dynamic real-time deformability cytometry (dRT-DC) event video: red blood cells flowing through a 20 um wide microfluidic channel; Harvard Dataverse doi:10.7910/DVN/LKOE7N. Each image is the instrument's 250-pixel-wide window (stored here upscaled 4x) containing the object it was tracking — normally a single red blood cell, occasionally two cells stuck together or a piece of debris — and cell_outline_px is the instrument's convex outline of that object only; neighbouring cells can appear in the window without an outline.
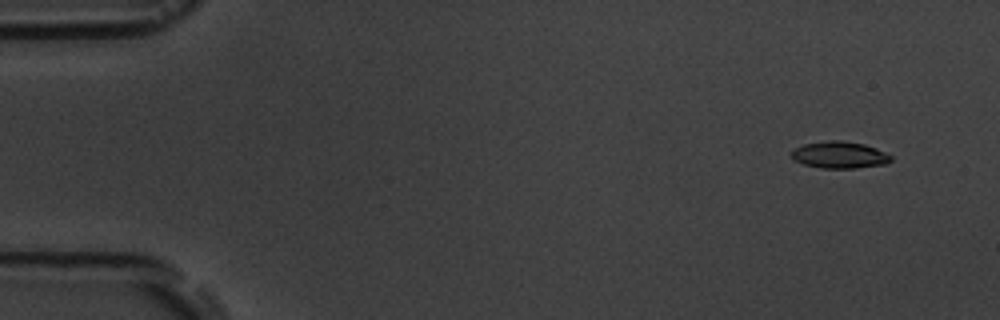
{"species": "common noctule bat (a hibernating species)", "species_latin": "Nyctalus noctula", "temperature_condition": "room temperature", "stored_images_in_passage": 7, "camera_frame_rate_fps": 3000, "um_per_image_px": 0.085, "animal": {"sex": "male", "body_mass_g": 19.5, "forearm_length_mm": 54.6}, "frame": {"image": 1, "passage_image": 2, "time_ms": 1.0, "image_size_px": [1000, 320], "cell_outline_px": [[892, 160], [884, 164], [856, 168], [820, 168], [804, 164], [792, 160], [792, 152], [796, 148], [804, 144], [828, 140], [840, 140], [864, 144], [876, 148], [892, 156]], "centroid_in_image_um": [71.36, 13.17], "position_along_channel_um": 13.6, "area_um2": 15.49}}
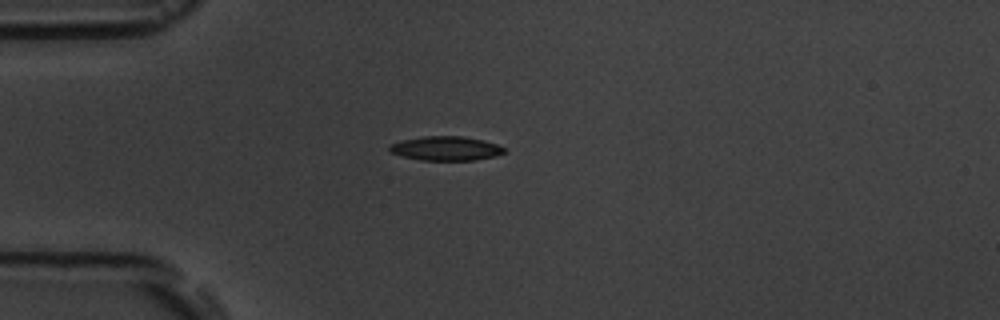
{"frame": {"image": 2, "passage_image": 5, "time_ms": 4.667, "image_size_px": [1000, 320], "cell_outline_px": [[504, 152], [496, 156], [476, 160], [420, 160], [404, 156], [392, 152], [388, 148], [392, 144], [404, 140], [424, 136], [460, 136], [484, 140], [496, 144], [504, 148]], "centroid_in_image_um": [37.94, 12.62], "position_along_channel_um": 47.1, "area_um2": 15.9}}
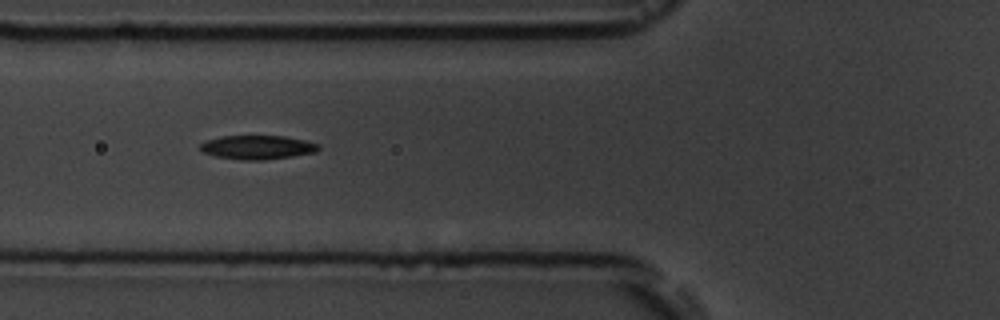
{"frame": {"image": 3, "passage_image": 7, "time_ms": 6.667, "image_size_px": [1000, 320], "cell_outline_px": [[320, 148], [316, 152], [292, 156], [264, 160], [240, 160], [216, 156], [204, 152], [200, 148], [200, 144], [204, 140], [220, 136], [284, 136], [304, 140], [320, 144]], "centroid_in_image_um": [21.88, 12.52], "position_along_channel_um": 103.9, "area_um2": 16.53}}